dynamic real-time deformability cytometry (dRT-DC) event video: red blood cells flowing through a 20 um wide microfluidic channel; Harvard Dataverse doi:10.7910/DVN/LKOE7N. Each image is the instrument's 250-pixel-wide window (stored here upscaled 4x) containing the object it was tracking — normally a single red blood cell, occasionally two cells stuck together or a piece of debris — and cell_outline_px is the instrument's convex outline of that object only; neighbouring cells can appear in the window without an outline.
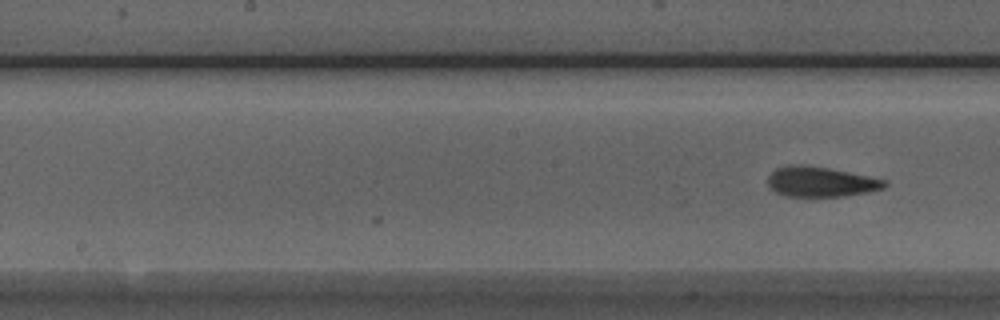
{"species": "Egyptian fruit bat (a non-hibernating species)", "species_latin": "Rousettus aegyptiacus", "temperature_condition": "room temperature", "stored_images_in_passage": 14, "camera_frame_rate_fps": 3000, "um_per_image_px": 0.085, "animal": {"sex": "male"}, "frame": {"image": 1, "passage_image": 14, "time_ms": 4.333, "image_size_px": [1000, 320], "cell_outline_px": [[888, 184], [884, 188], [868, 192], [844, 196], [784, 196], [768, 188], [768, 176], [776, 168], [792, 164], [828, 168], [868, 176], [884, 180]], "centroid_in_image_um": [69.73, 15.46], "position_along_channel_um": 178.5, "area_um2": 20.29}}